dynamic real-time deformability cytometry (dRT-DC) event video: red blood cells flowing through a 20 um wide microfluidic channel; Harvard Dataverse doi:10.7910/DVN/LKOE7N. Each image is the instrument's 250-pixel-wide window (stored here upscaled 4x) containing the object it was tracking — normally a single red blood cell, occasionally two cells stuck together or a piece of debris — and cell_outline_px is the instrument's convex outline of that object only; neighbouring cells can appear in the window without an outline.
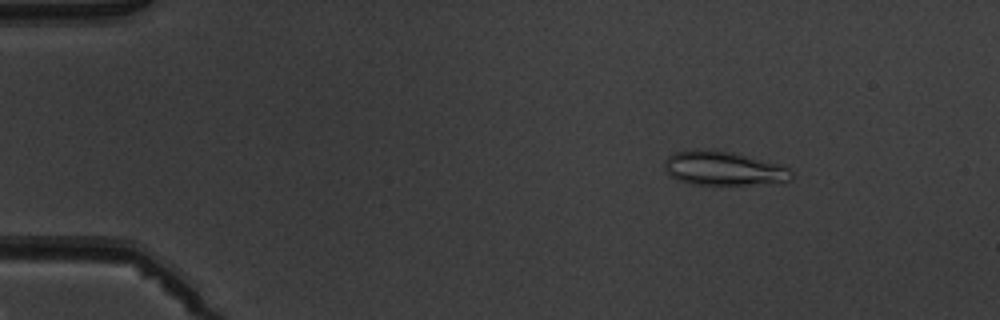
{"species": "common noctule bat (a hibernating species)", "species_latin": "Nyctalus noctula", "temperature_condition": "warm", "stored_images_in_passage": 4, "camera_frame_rate_fps": 3000, "um_per_image_px": 0.085, "animal": {"sex": "male", "body_mass_g": 19.5, "forearm_length_mm": 54.6}, "frame": {"image": 1, "passage_image": 2, "time_ms": 2.0, "image_size_px": [1000, 320], "cell_outline_px": [[792, 180], [784, 184], [712, 188], [692, 184], [676, 180], [664, 168], [664, 160], [668, 156], [676, 152], [688, 148], [712, 148], [732, 152], [780, 164], [788, 168], [792, 172]], "centroid_in_image_um": [61.54, 14.37], "position_along_channel_um": 23.5, "area_um2": 27.17}}